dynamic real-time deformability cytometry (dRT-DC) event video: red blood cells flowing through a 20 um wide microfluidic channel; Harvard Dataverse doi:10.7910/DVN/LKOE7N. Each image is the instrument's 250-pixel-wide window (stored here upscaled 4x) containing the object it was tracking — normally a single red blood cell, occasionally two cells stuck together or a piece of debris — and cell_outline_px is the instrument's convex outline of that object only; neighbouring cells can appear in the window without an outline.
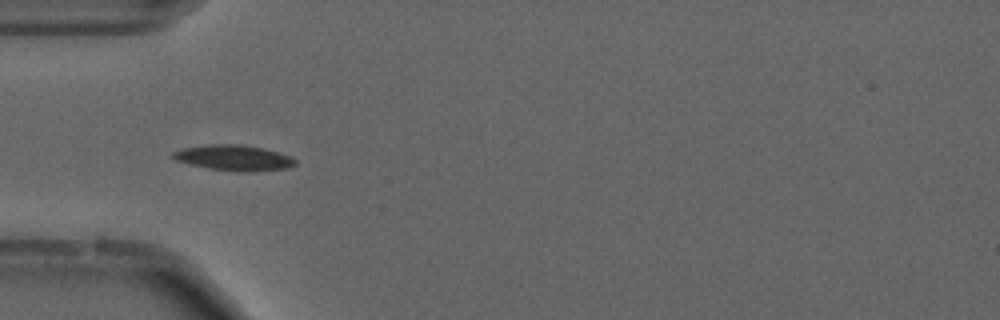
{"species": "common noctule bat (a hibernating species)", "species_latin": "Nyctalus noctula", "temperature_condition": "cold", "stored_images_in_passage": 45, "camera_frame_rate_fps": 3000, "um_per_image_px": 0.085, "animal": {"sex": "male", "forearm_length_mm": 52.5}, "frame": {"image": 1, "passage_image": 7, "time_ms": 2.0, "image_size_px": [1000, 320], "cell_outline_px": [[296, 164], [288, 168], [252, 172], [236, 172], [208, 168], [188, 164], [176, 160], [172, 156], [172, 152], [184, 148], [208, 144], [240, 144], [264, 148], [292, 156], [296, 160]], "centroid_in_image_um": [19.91, 13.42], "position_along_channel_um": 65.1, "area_um2": 18.44}}